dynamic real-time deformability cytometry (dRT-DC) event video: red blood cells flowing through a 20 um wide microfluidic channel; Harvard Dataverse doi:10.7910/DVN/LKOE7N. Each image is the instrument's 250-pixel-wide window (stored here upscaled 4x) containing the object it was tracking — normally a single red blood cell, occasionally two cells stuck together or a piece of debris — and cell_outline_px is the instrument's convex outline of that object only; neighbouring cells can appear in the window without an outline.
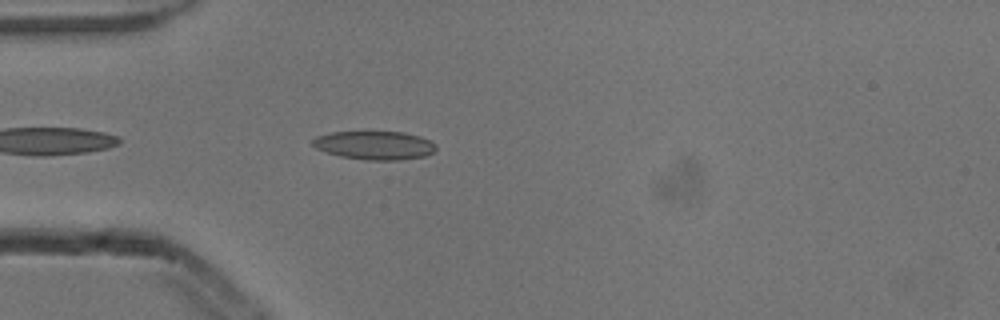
{"species": "common noctule bat (a hibernating species)", "species_latin": "Nyctalus noctula", "temperature_condition": "cold", "stored_images_in_passage": 4, "camera_frame_rate_fps": 3000, "um_per_image_px": 0.085, "animal": {"sex": "male", "body_mass_g": 13.3}, "frame": {"image": 1, "passage_image": 4, "time_ms": 1.0, "image_size_px": [1000, 320], "cell_outline_px": [[436, 148], [432, 152], [424, 156], [400, 160], [364, 160], [340, 156], [316, 148], [312, 144], [312, 140], [316, 136], [332, 132], [404, 132], [420, 136], [436, 144]], "centroid_in_image_um": [31.84, 12.35], "position_along_channel_um": 53.2, "area_um2": 20.4}}